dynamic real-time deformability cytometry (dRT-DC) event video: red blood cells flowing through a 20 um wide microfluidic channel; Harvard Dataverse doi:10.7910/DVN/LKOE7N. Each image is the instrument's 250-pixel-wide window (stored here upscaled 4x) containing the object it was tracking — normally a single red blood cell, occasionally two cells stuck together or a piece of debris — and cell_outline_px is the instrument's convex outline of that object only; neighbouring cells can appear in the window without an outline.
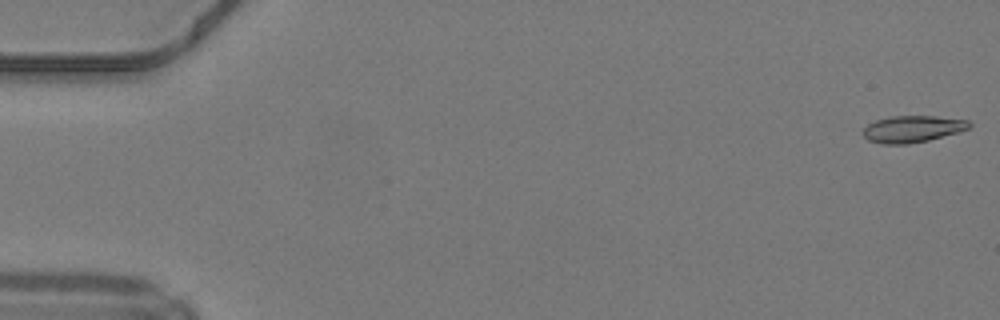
{"species": "common noctule bat (a hibernating species)", "species_latin": "Nyctalus noctula", "temperature_condition": "warm", "stored_images_in_passage": 39, "camera_frame_rate_fps": 3000, "um_per_image_px": 0.085, "animal": {"sex": "male", "body_mass_g": 19.2, "forearm_length_mm": 51.8}, "frame": {"image": 1, "passage_image": 1, "time_ms": 0.0, "image_size_px": [1000, 320], "cell_outline_px": [[972, 124], [968, 128], [960, 132], [928, 140], [908, 144], [884, 144], [868, 140], [864, 136], [864, 128], [868, 124], [876, 120], [892, 116], [936, 116], [968, 120]], "centroid_in_image_um": [77.58, 10.96], "position_along_channel_um": 7.4, "area_um2": 16.47}}
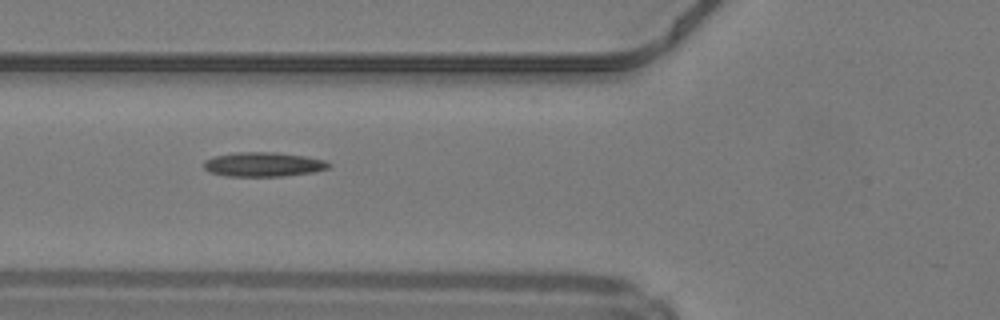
{"frame": {"image": 2, "passage_image": 19, "time_ms": 6.0, "image_size_px": [1000, 320], "cell_outline_px": [[332, 164], [328, 168], [312, 172], [284, 176], [228, 176], [208, 172], [204, 168], [204, 160], [216, 156], [236, 152], [276, 152], [304, 156], [324, 160]], "centroid_in_image_um": [22.37, 13.97], "position_along_channel_um": 103.4, "area_um2": 17.69}}
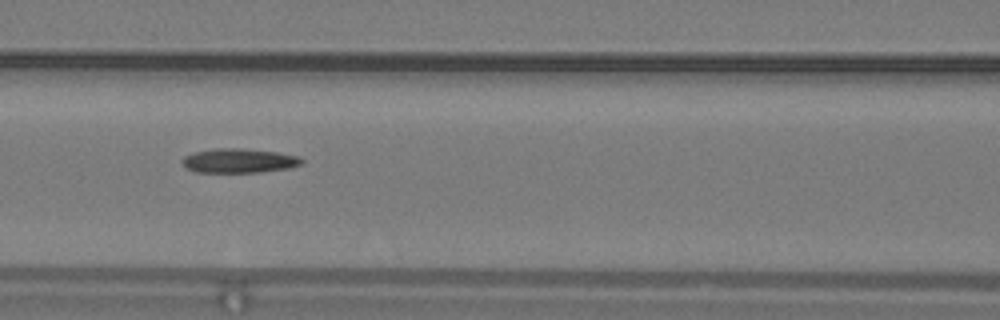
{"frame": {"image": 3, "passage_image": 22, "time_ms": 7.0, "image_size_px": [1000, 320], "cell_outline_px": [[304, 164], [292, 168], [260, 172], [196, 172], [188, 168], [180, 160], [184, 156], [196, 152], [216, 148], [240, 148], [276, 152], [296, 156], [304, 160]], "centroid_in_image_um": [20.35, 13.66], "position_along_channel_um": 146.2, "area_um2": 16.88}}